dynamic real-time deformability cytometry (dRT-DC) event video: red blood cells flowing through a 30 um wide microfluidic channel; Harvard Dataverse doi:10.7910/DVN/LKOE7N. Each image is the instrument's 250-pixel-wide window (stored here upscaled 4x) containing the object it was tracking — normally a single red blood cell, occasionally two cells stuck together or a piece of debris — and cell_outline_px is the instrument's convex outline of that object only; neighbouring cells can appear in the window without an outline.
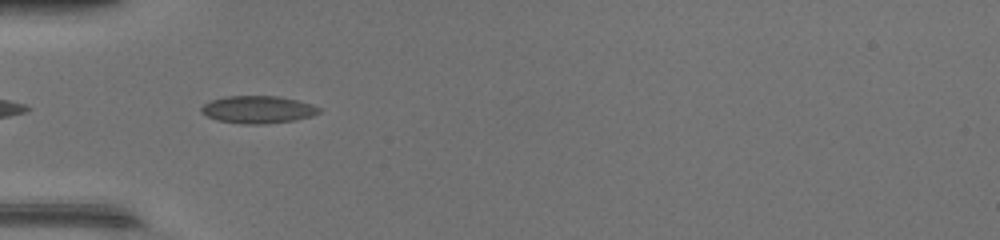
{"species": "common noctule bat (a hibernating species)", "species_latin": "Nyctalus noctula", "temperature_condition": "warm", "stored_images_in_passage": 34, "camera_frame_rate_fps": 3000, "um_per_image_px": 0.085, "animal": {"sex": "female", "body_mass_g": 17.0, "forearm_length_mm": 48.0}, "frame": {"image": 1, "passage_image": 2, "time_ms": 0.333, "image_size_px": [1000, 240], "cell_outline_px": [[320, 112], [312, 116], [296, 120], [268, 124], [240, 124], [216, 120], [200, 112], [200, 108], [204, 104], [212, 100], [224, 96], [280, 96], [312, 104], [320, 108]], "centroid_in_image_um": [21.92, 9.32], "position_along_channel_um": 63.1, "area_um2": 19.02}}
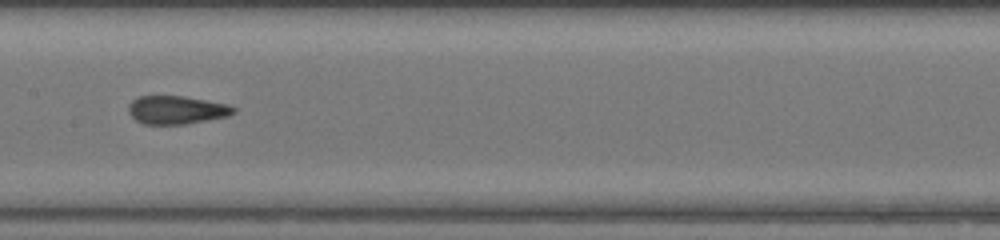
{"frame": {"image": 2, "passage_image": 11, "time_ms": 3.333, "image_size_px": [1000, 240], "cell_outline_px": [[236, 112], [228, 116], [184, 124], [144, 124], [136, 120], [128, 112], [128, 104], [132, 100], [140, 96], [184, 96], [228, 104], [236, 108]], "centroid_in_image_um": [15.0, 9.34], "position_along_channel_um": 192.4, "area_um2": 17.28}}
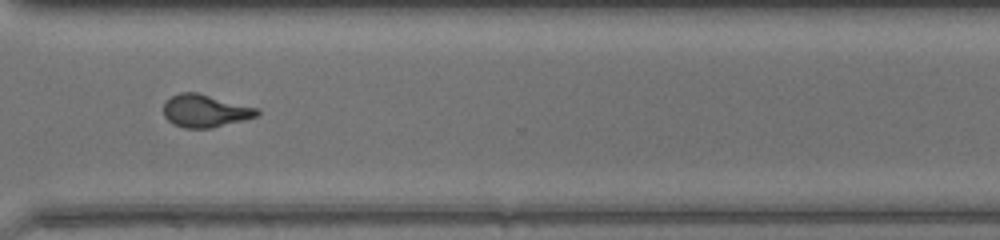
{"frame": {"image": 3, "passage_image": 22, "time_ms": 7.0, "image_size_px": [1000, 240], "cell_outline_px": [[260, 112], [256, 116], [244, 120], [212, 128], [184, 128], [172, 124], [164, 116], [164, 104], [172, 96], [180, 92], [196, 92], [260, 108]], "centroid_in_image_um": [17.46, 9.43], "position_along_channel_um": 353.1, "area_um2": 17.86}, "authors_computed_cell_mechanics": {"area_um2": 17.5712, "velocity_mm_per_s": 4.3906, "shape_relaxation_time_tau1_ms": null, "shape_relaxation_time_tau2_ms": 0.7717, "deformation_change_tau1": null, "deformation_change_tau2": 0.0595}}